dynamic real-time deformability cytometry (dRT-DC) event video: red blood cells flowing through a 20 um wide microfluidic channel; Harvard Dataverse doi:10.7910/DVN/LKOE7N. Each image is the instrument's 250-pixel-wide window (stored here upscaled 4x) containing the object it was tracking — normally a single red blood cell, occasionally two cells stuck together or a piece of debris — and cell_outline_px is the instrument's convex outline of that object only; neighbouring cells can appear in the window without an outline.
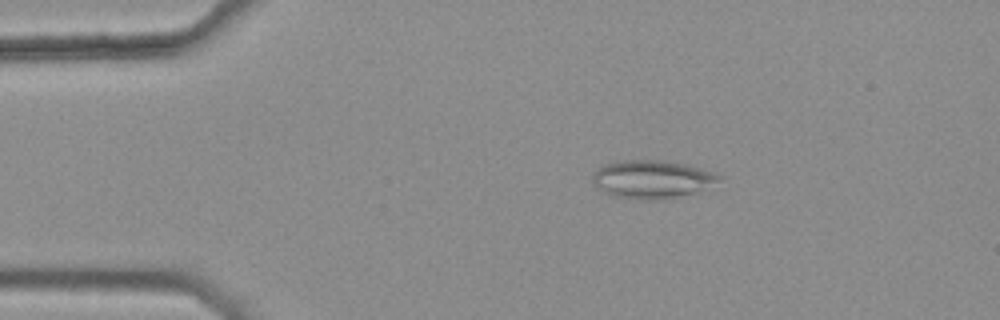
{"species": "common noctule bat (a hibernating species)", "species_latin": "Nyctalus noctula", "temperature_condition": "warm", "stored_images_in_passage": 8, "camera_frame_rate_fps": 3000, "um_per_image_px": 0.085, "animal": {"sex": "female", "body_mass_g": 25.1}, "frame": {"image": 1, "passage_image": 3, "time_ms": 0.667, "image_size_px": [1000, 320], "cell_outline_px": [[724, 176], [720, 180], [692, 192], [676, 196], [656, 200], [636, 200], [612, 196], [604, 192], [592, 180], [592, 176], [596, 168], [604, 164], [620, 160], [664, 160], [688, 164]], "centroid_in_image_um": [55.36, 15.22], "position_along_channel_um": 29.6, "area_um2": 27.92}}
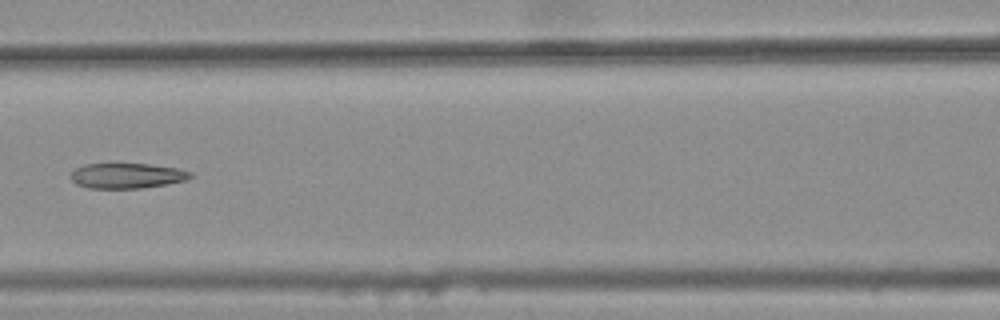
{"frame": {"image": 2, "passage_image": 7, "time_ms": 2.0, "image_size_px": [1000, 320], "cell_outline_px": [[192, 176], [184, 180], [164, 184], [140, 188], [88, 188], [76, 184], [68, 176], [76, 168], [84, 164], [148, 164], [176, 168], [192, 172]], "centroid_in_image_um": [10.73, 14.93], "position_along_channel_um": 155.9, "area_um2": 17.4}}
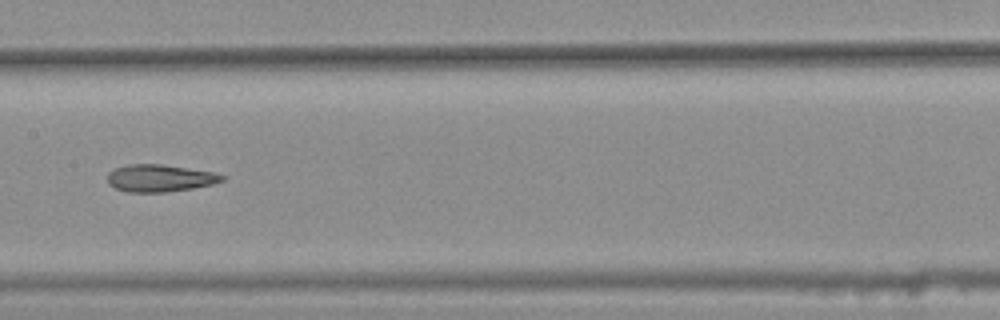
{"frame": {"image": 3, "passage_image": 8, "time_ms": 2.333, "image_size_px": [1000, 320], "cell_outline_px": [[228, 176], [224, 180], [212, 184], [192, 188], [164, 192], [128, 192], [116, 188], [108, 184], [108, 172], [112, 168], [128, 164], [160, 164], [216, 172]], "centroid_in_image_um": [13.59, 15.13], "position_along_channel_um": 193.8, "area_um2": 18.32}}